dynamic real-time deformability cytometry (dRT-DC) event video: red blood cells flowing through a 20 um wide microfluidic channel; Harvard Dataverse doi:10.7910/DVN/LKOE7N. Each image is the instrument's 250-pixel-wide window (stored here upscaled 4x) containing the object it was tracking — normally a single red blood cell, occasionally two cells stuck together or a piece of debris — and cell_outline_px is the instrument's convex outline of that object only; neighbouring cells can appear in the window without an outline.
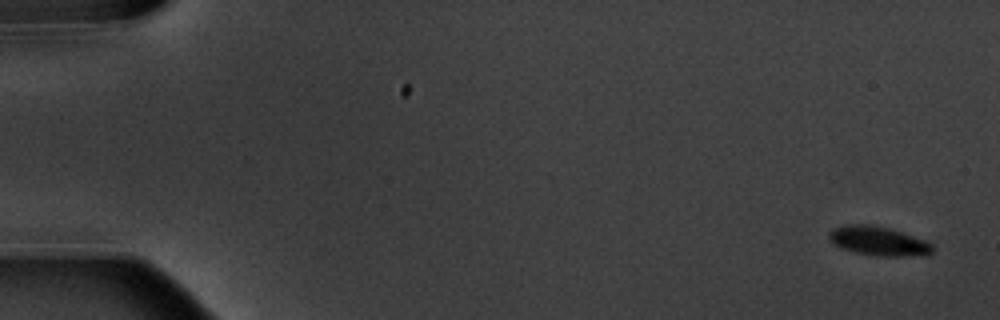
{"species": "common noctule bat (a hibernating species)", "species_latin": "Nyctalus noctula", "temperature_condition": "warm", "stored_images_in_passage": 6, "camera_frame_rate_fps": 3000, "um_per_image_px": 0.085, "animal": {"sex": "male", "body_mass_g": 20.1, "forearm_length_mm": 53.5}, "frame": {"image": 1, "passage_image": 1, "time_ms": 0.0, "image_size_px": [1000, 320], "cell_outline_px": [[932, 252], [928, 256], [880, 256], [856, 252], [840, 248], [832, 244], [828, 240], [828, 232], [832, 228], [844, 224], [868, 224], [888, 228], [904, 232], [924, 240], [932, 244]], "centroid_in_image_um": [74.63, 20.48], "position_along_channel_um": 10.4, "area_um2": 17.86}}
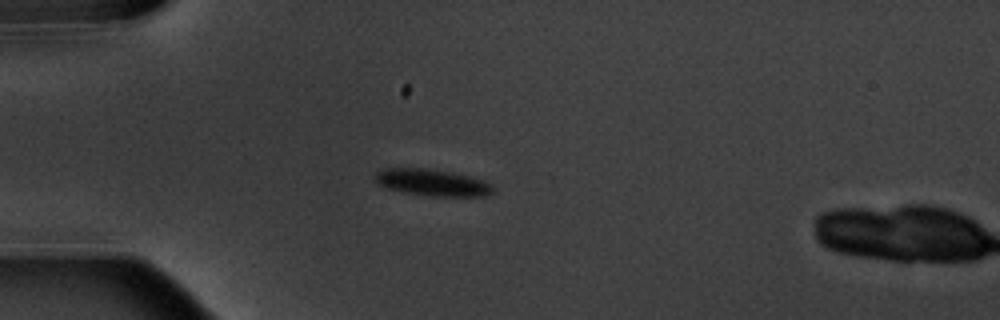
{"frame": {"image": 2, "passage_image": 5, "time_ms": 4.667, "image_size_px": [1000, 320], "cell_outline_px": [[496, 192], [488, 196], [428, 196], [384, 188], [376, 180], [376, 172], [384, 168], [424, 168], [448, 172], [468, 176], [484, 180], [496, 188]], "centroid_in_image_um": [36.79, 15.53], "position_along_channel_um": 48.2, "area_um2": 18.32}}